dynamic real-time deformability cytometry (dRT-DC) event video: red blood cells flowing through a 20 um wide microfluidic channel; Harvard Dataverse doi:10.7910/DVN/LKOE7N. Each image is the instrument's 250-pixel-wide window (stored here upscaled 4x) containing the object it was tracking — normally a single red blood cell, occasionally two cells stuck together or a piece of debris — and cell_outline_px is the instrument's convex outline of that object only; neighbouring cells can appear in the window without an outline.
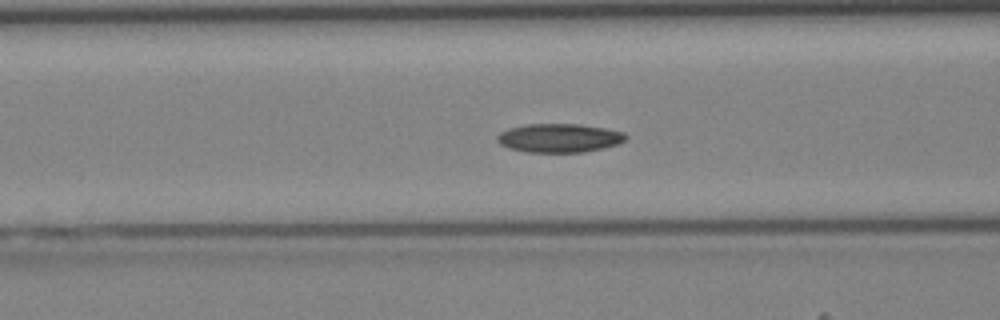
{"species": "Egyptian fruit bat (a non-hibernating species)", "species_latin": "Rousettus aegyptiacus", "temperature_condition": "cold", "stored_images_in_passage": 44, "camera_frame_rate_fps": 3000, "um_per_image_px": 0.085, "animal": {"sex": "female"}, "frame": {"image": 1, "passage_image": 18, "time_ms": 5.667, "image_size_px": [1000, 320], "cell_outline_px": [[628, 136], [624, 140], [616, 144], [584, 152], [528, 152], [508, 148], [500, 144], [496, 140], [496, 136], [500, 132], [508, 128], [524, 124], [580, 124], [604, 128], [624, 132]], "centroid_in_image_um": [47.48, 11.72], "position_along_channel_um": 119.1, "area_um2": 21.5}}
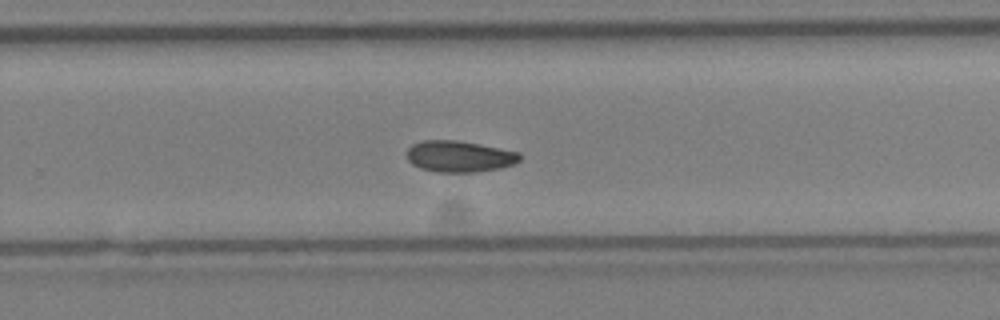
{"frame": {"image": 2, "passage_image": 29, "time_ms": 9.333, "image_size_px": [1000, 320], "cell_outline_px": [[520, 160], [512, 164], [500, 168], [476, 172], [436, 172], [420, 168], [412, 164], [408, 160], [408, 148], [412, 144], [424, 140], [456, 140], [480, 144], [520, 152]], "centroid_in_image_um": [39.04, 13.29], "position_along_channel_um": 290.8, "area_um2": 20.58}}
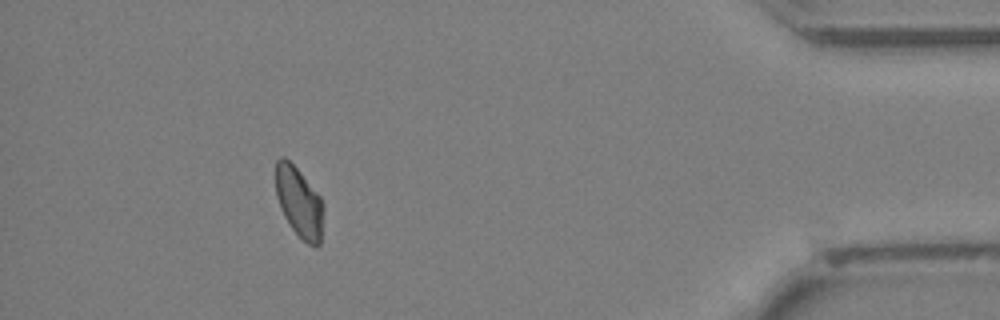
{"frame": {"image": 3, "passage_image": 40, "time_ms": 13.0, "image_size_px": [1000, 320], "cell_outline_px": [[324, 208], [320, 244], [316, 248], [308, 244], [292, 228], [284, 216], [280, 208], [276, 196], [276, 160], [280, 156], [284, 156], [300, 172], [320, 196], [324, 204]], "centroid_in_image_um": [25.43, 17.19], "position_along_channel_um": 409.8, "area_um2": 19.54}}